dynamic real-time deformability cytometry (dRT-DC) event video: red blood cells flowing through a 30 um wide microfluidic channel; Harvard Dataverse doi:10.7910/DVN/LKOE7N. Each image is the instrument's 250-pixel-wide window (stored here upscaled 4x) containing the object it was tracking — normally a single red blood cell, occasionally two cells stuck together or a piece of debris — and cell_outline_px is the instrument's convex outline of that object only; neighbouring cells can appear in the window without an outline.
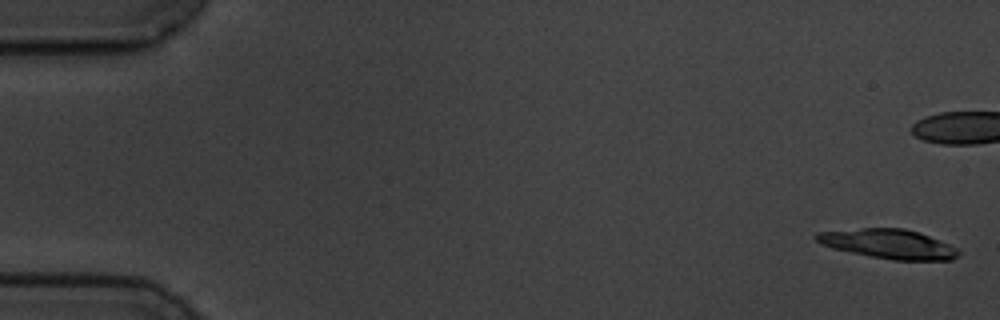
{"species": "common noctule bat (a hibernating species)", "species_latin": "Nyctalus noctula", "temperature_condition": "cold", "stored_images_in_passage": 10, "camera_frame_rate_fps": 3000, "um_per_image_px": 0.085, "animal": {"sex": "male", "body_mass_g": 19.5, "forearm_length_mm": 54.6}, "frame": {"image": 1, "passage_image": 1, "time_ms": 0.0, "image_size_px": [1000, 320], "cell_outline_px": [[960, 252], [952, 260], [892, 260], [832, 248], [820, 244], [816, 240], [816, 232], [860, 228], [904, 228], [920, 232], [940, 240], [956, 248]], "centroid_in_image_um": [75.52, 20.72], "position_along_channel_um": 9.5, "area_um2": 24.22}}
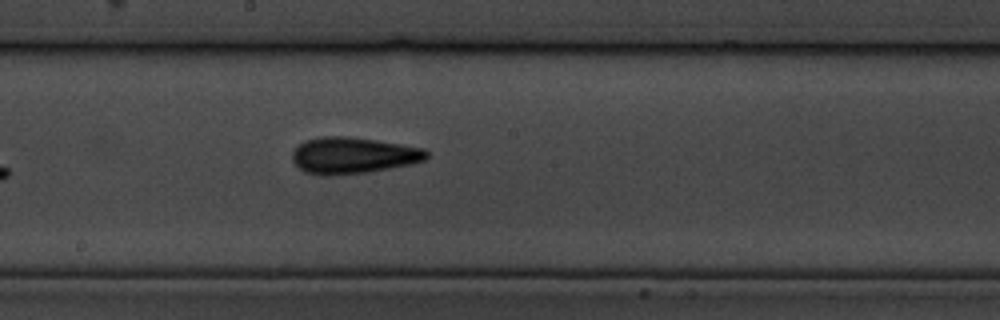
{"frame": {"image": 2, "passage_image": 10, "time_ms": 11.0, "image_size_px": [1000, 320], "cell_outline_px": [[428, 156], [424, 160], [412, 164], [368, 172], [328, 176], [320, 176], [304, 172], [292, 160], [292, 152], [300, 144], [308, 140], [320, 136], [348, 136], [376, 140], [424, 148], [428, 152]], "centroid_in_image_um": [30.0, 13.22], "position_along_channel_um": 218.2, "area_um2": 28.55}}